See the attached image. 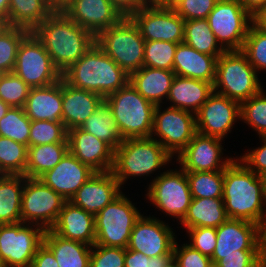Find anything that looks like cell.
Masks as SVG:
<instances>
[{"label": "cell", "mask_w": 266, "mask_h": 267, "mask_svg": "<svg viewBox=\"0 0 266 267\" xmlns=\"http://www.w3.org/2000/svg\"><path fill=\"white\" fill-rule=\"evenodd\" d=\"M211 261L217 267H264L258 250H237L229 255H212Z\"/></svg>", "instance_id": "cell-46"}, {"label": "cell", "mask_w": 266, "mask_h": 267, "mask_svg": "<svg viewBox=\"0 0 266 267\" xmlns=\"http://www.w3.org/2000/svg\"><path fill=\"white\" fill-rule=\"evenodd\" d=\"M13 72L30 88L46 87L62 79V73L32 32L20 43Z\"/></svg>", "instance_id": "cell-10"}, {"label": "cell", "mask_w": 266, "mask_h": 267, "mask_svg": "<svg viewBox=\"0 0 266 267\" xmlns=\"http://www.w3.org/2000/svg\"><path fill=\"white\" fill-rule=\"evenodd\" d=\"M103 101L101 95L72 87L62 79V122L66 130L81 127Z\"/></svg>", "instance_id": "cell-23"}, {"label": "cell", "mask_w": 266, "mask_h": 267, "mask_svg": "<svg viewBox=\"0 0 266 267\" xmlns=\"http://www.w3.org/2000/svg\"><path fill=\"white\" fill-rule=\"evenodd\" d=\"M140 216L139 210L121 193L95 216V244L126 249Z\"/></svg>", "instance_id": "cell-8"}, {"label": "cell", "mask_w": 266, "mask_h": 267, "mask_svg": "<svg viewBox=\"0 0 266 267\" xmlns=\"http://www.w3.org/2000/svg\"><path fill=\"white\" fill-rule=\"evenodd\" d=\"M32 33L42 43L61 73L96 43L91 32L79 26L63 11H53Z\"/></svg>", "instance_id": "cell-1"}, {"label": "cell", "mask_w": 266, "mask_h": 267, "mask_svg": "<svg viewBox=\"0 0 266 267\" xmlns=\"http://www.w3.org/2000/svg\"><path fill=\"white\" fill-rule=\"evenodd\" d=\"M241 118L240 103L213 92L195 113L197 133L222 139Z\"/></svg>", "instance_id": "cell-16"}, {"label": "cell", "mask_w": 266, "mask_h": 267, "mask_svg": "<svg viewBox=\"0 0 266 267\" xmlns=\"http://www.w3.org/2000/svg\"><path fill=\"white\" fill-rule=\"evenodd\" d=\"M5 26L4 23L0 22V30Z\"/></svg>", "instance_id": "cell-67"}, {"label": "cell", "mask_w": 266, "mask_h": 267, "mask_svg": "<svg viewBox=\"0 0 266 267\" xmlns=\"http://www.w3.org/2000/svg\"><path fill=\"white\" fill-rule=\"evenodd\" d=\"M5 73L2 71V70H0V79H1V77L4 75Z\"/></svg>", "instance_id": "cell-68"}, {"label": "cell", "mask_w": 266, "mask_h": 267, "mask_svg": "<svg viewBox=\"0 0 266 267\" xmlns=\"http://www.w3.org/2000/svg\"><path fill=\"white\" fill-rule=\"evenodd\" d=\"M104 101L111 108L123 139L151 137L155 105L146 100L129 82L105 97Z\"/></svg>", "instance_id": "cell-5"}, {"label": "cell", "mask_w": 266, "mask_h": 267, "mask_svg": "<svg viewBox=\"0 0 266 267\" xmlns=\"http://www.w3.org/2000/svg\"><path fill=\"white\" fill-rule=\"evenodd\" d=\"M29 33L24 28L8 25L0 30V70L4 73L13 72L20 43Z\"/></svg>", "instance_id": "cell-39"}, {"label": "cell", "mask_w": 266, "mask_h": 267, "mask_svg": "<svg viewBox=\"0 0 266 267\" xmlns=\"http://www.w3.org/2000/svg\"><path fill=\"white\" fill-rule=\"evenodd\" d=\"M45 231L39 225L24 222L0 224V257L7 267H30L43 244Z\"/></svg>", "instance_id": "cell-12"}, {"label": "cell", "mask_w": 266, "mask_h": 267, "mask_svg": "<svg viewBox=\"0 0 266 267\" xmlns=\"http://www.w3.org/2000/svg\"><path fill=\"white\" fill-rule=\"evenodd\" d=\"M222 139L196 133L189 144L177 155V161L185 172L221 171L232 161H221ZM221 158V159H220ZM221 161V162H220Z\"/></svg>", "instance_id": "cell-18"}, {"label": "cell", "mask_w": 266, "mask_h": 267, "mask_svg": "<svg viewBox=\"0 0 266 267\" xmlns=\"http://www.w3.org/2000/svg\"><path fill=\"white\" fill-rule=\"evenodd\" d=\"M263 89L240 104L241 120L266 137V95Z\"/></svg>", "instance_id": "cell-41"}, {"label": "cell", "mask_w": 266, "mask_h": 267, "mask_svg": "<svg viewBox=\"0 0 266 267\" xmlns=\"http://www.w3.org/2000/svg\"><path fill=\"white\" fill-rule=\"evenodd\" d=\"M95 42L128 75L144 66L145 40L129 17L100 32Z\"/></svg>", "instance_id": "cell-7"}, {"label": "cell", "mask_w": 266, "mask_h": 267, "mask_svg": "<svg viewBox=\"0 0 266 267\" xmlns=\"http://www.w3.org/2000/svg\"><path fill=\"white\" fill-rule=\"evenodd\" d=\"M256 74L242 51H225L217 59L214 91L241 104L262 90Z\"/></svg>", "instance_id": "cell-6"}, {"label": "cell", "mask_w": 266, "mask_h": 267, "mask_svg": "<svg viewBox=\"0 0 266 267\" xmlns=\"http://www.w3.org/2000/svg\"><path fill=\"white\" fill-rule=\"evenodd\" d=\"M28 146L0 136V168L5 175H23L27 166Z\"/></svg>", "instance_id": "cell-38"}, {"label": "cell", "mask_w": 266, "mask_h": 267, "mask_svg": "<svg viewBox=\"0 0 266 267\" xmlns=\"http://www.w3.org/2000/svg\"><path fill=\"white\" fill-rule=\"evenodd\" d=\"M52 12L48 0H11L7 25L32 32Z\"/></svg>", "instance_id": "cell-32"}, {"label": "cell", "mask_w": 266, "mask_h": 267, "mask_svg": "<svg viewBox=\"0 0 266 267\" xmlns=\"http://www.w3.org/2000/svg\"><path fill=\"white\" fill-rule=\"evenodd\" d=\"M5 176V173L0 168V180Z\"/></svg>", "instance_id": "cell-66"}, {"label": "cell", "mask_w": 266, "mask_h": 267, "mask_svg": "<svg viewBox=\"0 0 266 267\" xmlns=\"http://www.w3.org/2000/svg\"><path fill=\"white\" fill-rule=\"evenodd\" d=\"M192 198H222L224 170L186 172Z\"/></svg>", "instance_id": "cell-37"}, {"label": "cell", "mask_w": 266, "mask_h": 267, "mask_svg": "<svg viewBox=\"0 0 266 267\" xmlns=\"http://www.w3.org/2000/svg\"><path fill=\"white\" fill-rule=\"evenodd\" d=\"M187 230L191 238V243L188 245L211 258L216 247V228L197 227Z\"/></svg>", "instance_id": "cell-50"}, {"label": "cell", "mask_w": 266, "mask_h": 267, "mask_svg": "<svg viewBox=\"0 0 266 267\" xmlns=\"http://www.w3.org/2000/svg\"><path fill=\"white\" fill-rule=\"evenodd\" d=\"M62 79L72 87L105 98L124 87L129 82V75L95 43L62 73Z\"/></svg>", "instance_id": "cell-3"}, {"label": "cell", "mask_w": 266, "mask_h": 267, "mask_svg": "<svg viewBox=\"0 0 266 267\" xmlns=\"http://www.w3.org/2000/svg\"><path fill=\"white\" fill-rule=\"evenodd\" d=\"M24 183L23 175H5L0 180V224L21 222Z\"/></svg>", "instance_id": "cell-34"}, {"label": "cell", "mask_w": 266, "mask_h": 267, "mask_svg": "<svg viewBox=\"0 0 266 267\" xmlns=\"http://www.w3.org/2000/svg\"><path fill=\"white\" fill-rule=\"evenodd\" d=\"M213 255H229L237 250H258L257 224L228 218L216 228Z\"/></svg>", "instance_id": "cell-24"}, {"label": "cell", "mask_w": 266, "mask_h": 267, "mask_svg": "<svg viewBox=\"0 0 266 267\" xmlns=\"http://www.w3.org/2000/svg\"><path fill=\"white\" fill-rule=\"evenodd\" d=\"M264 144L254 150L245 153L240 161L256 175H266V137H261Z\"/></svg>", "instance_id": "cell-52"}, {"label": "cell", "mask_w": 266, "mask_h": 267, "mask_svg": "<svg viewBox=\"0 0 266 267\" xmlns=\"http://www.w3.org/2000/svg\"><path fill=\"white\" fill-rule=\"evenodd\" d=\"M173 260L179 267H210L212 264L210 257L203 255L188 244H183L179 248L176 241L173 247Z\"/></svg>", "instance_id": "cell-49"}, {"label": "cell", "mask_w": 266, "mask_h": 267, "mask_svg": "<svg viewBox=\"0 0 266 267\" xmlns=\"http://www.w3.org/2000/svg\"><path fill=\"white\" fill-rule=\"evenodd\" d=\"M66 201L39 178L25 176L21 199V222L34 223L45 230L51 229Z\"/></svg>", "instance_id": "cell-11"}, {"label": "cell", "mask_w": 266, "mask_h": 267, "mask_svg": "<svg viewBox=\"0 0 266 267\" xmlns=\"http://www.w3.org/2000/svg\"><path fill=\"white\" fill-rule=\"evenodd\" d=\"M171 159L172 156L156 138H127L115 150L112 172L123 185L130 176H147Z\"/></svg>", "instance_id": "cell-4"}, {"label": "cell", "mask_w": 266, "mask_h": 267, "mask_svg": "<svg viewBox=\"0 0 266 267\" xmlns=\"http://www.w3.org/2000/svg\"><path fill=\"white\" fill-rule=\"evenodd\" d=\"M147 4H154L157 0H144Z\"/></svg>", "instance_id": "cell-65"}, {"label": "cell", "mask_w": 266, "mask_h": 267, "mask_svg": "<svg viewBox=\"0 0 266 267\" xmlns=\"http://www.w3.org/2000/svg\"><path fill=\"white\" fill-rule=\"evenodd\" d=\"M210 267H217L215 264H211Z\"/></svg>", "instance_id": "cell-69"}, {"label": "cell", "mask_w": 266, "mask_h": 267, "mask_svg": "<svg viewBox=\"0 0 266 267\" xmlns=\"http://www.w3.org/2000/svg\"><path fill=\"white\" fill-rule=\"evenodd\" d=\"M214 92L212 83L175 75L167 100L170 107L196 113Z\"/></svg>", "instance_id": "cell-28"}, {"label": "cell", "mask_w": 266, "mask_h": 267, "mask_svg": "<svg viewBox=\"0 0 266 267\" xmlns=\"http://www.w3.org/2000/svg\"><path fill=\"white\" fill-rule=\"evenodd\" d=\"M74 0H48L50 9L52 11H65Z\"/></svg>", "instance_id": "cell-58"}, {"label": "cell", "mask_w": 266, "mask_h": 267, "mask_svg": "<svg viewBox=\"0 0 266 267\" xmlns=\"http://www.w3.org/2000/svg\"><path fill=\"white\" fill-rule=\"evenodd\" d=\"M174 236L163 221L141 215L134 224L127 249L141 252L147 257L173 254Z\"/></svg>", "instance_id": "cell-17"}, {"label": "cell", "mask_w": 266, "mask_h": 267, "mask_svg": "<svg viewBox=\"0 0 266 267\" xmlns=\"http://www.w3.org/2000/svg\"><path fill=\"white\" fill-rule=\"evenodd\" d=\"M125 17H129L140 7L146 5L144 0H109Z\"/></svg>", "instance_id": "cell-54"}, {"label": "cell", "mask_w": 266, "mask_h": 267, "mask_svg": "<svg viewBox=\"0 0 266 267\" xmlns=\"http://www.w3.org/2000/svg\"><path fill=\"white\" fill-rule=\"evenodd\" d=\"M43 243L54 254L58 267H90L92 246L62 238L51 229L45 231Z\"/></svg>", "instance_id": "cell-30"}, {"label": "cell", "mask_w": 266, "mask_h": 267, "mask_svg": "<svg viewBox=\"0 0 266 267\" xmlns=\"http://www.w3.org/2000/svg\"><path fill=\"white\" fill-rule=\"evenodd\" d=\"M192 114L174 107L161 112V106H155L151 138L153 134L161 138L157 141L172 157L179 154L197 133L195 114Z\"/></svg>", "instance_id": "cell-13"}, {"label": "cell", "mask_w": 266, "mask_h": 267, "mask_svg": "<svg viewBox=\"0 0 266 267\" xmlns=\"http://www.w3.org/2000/svg\"><path fill=\"white\" fill-rule=\"evenodd\" d=\"M92 249L90 267H125V248L94 244Z\"/></svg>", "instance_id": "cell-47"}, {"label": "cell", "mask_w": 266, "mask_h": 267, "mask_svg": "<svg viewBox=\"0 0 266 267\" xmlns=\"http://www.w3.org/2000/svg\"><path fill=\"white\" fill-rule=\"evenodd\" d=\"M30 126L24 107H10L0 119V136L29 146Z\"/></svg>", "instance_id": "cell-40"}, {"label": "cell", "mask_w": 266, "mask_h": 267, "mask_svg": "<svg viewBox=\"0 0 266 267\" xmlns=\"http://www.w3.org/2000/svg\"><path fill=\"white\" fill-rule=\"evenodd\" d=\"M94 173L68 151L53 169L46 171L39 179L69 201Z\"/></svg>", "instance_id": "cell-22"}, {"label": "cell", "mask_w": 266, "mask_h": 267, "mask_svg": "<svg viewBox=\"0 0 266 267\" xmlns=\"http://www.w3.org/2000/svg\"><path fill=\"white\" fill-rule=\"evenodd\" d=\"M11 0H0V22L8 24V10Z\"/></svg>", "instance_id": "cell-59"}, {"label": "cell", "mask_w": 266, "mask_h": 267, "mask_svg": "<svg viewBox=\"0 0 266 267\" xmlns=\"http://www.w3.org/2000/svg\"><path fill=\"white\" fill-rule=\"evenodd\" d=\"M180 0H157L154 4L164 8H174Z\"/></svg>", "instance_id": "cell-60"}, {"label": "cell", "mask_w": 266, "mask_h": 267, "mask_svg": "<svg viewBox=\"0 0 266 267\" xmlns=\"http://www.w3.org/2000/svg\"><path fill=\"white\" fill-rule=\"evenodd\" d=\"M252 22L258 29L266 33V6L253 15Z\"/></svg>", "instance_id": "cell-57"}, {"label": "cell", "mask_w": 266, "mask_h": 267, "mask_svg": "<svg viewBox=\"0 0 266 267\" xmlns=\"http://www.w3.org/2000/svg\"><path fill=\"white\" fill-rule=\"evenodd\" d=\"M183 42L198 52L211 56H220L225 52L222 47H219L220 44L209 27L207 19L186 20Z\"/></svg>", "instance_id": "cell-36"}, {"label": "cell", "mask_w": 266, "mask_h": 267, "mask_svg": "<svg viewBox=\"0 0 266 267\" xmlns=\"http://www.w3.org/2000/svg\"><path fill=\"white\" fill-rule=\"evenodd\" d=\"M30 89L14 72L5 73L0 79V99L10 107H24Z\"/></svg>", "instance_id": "cell-45"}, {"label": "cell", "mask_w": 266, "mask_h": 267, "mask_svg": "<svg viewBox=\"0 0 266 267\" xmlns=\"http://www.w3.org/2000/svg\"><path fill=\"white\" fill-rule=\"evenodd\" d=\"M218 57L200 53L182 42L178 44L175 51L173 72L177 76L214 84Z\"/></svg>", "instance_id": "cell-26"}, {"label": "cell", "mask_w": 266, "mask_h": 267, "mask_svg": "<svg viewBox=\"0 0 266 267\" xmlns=\"http://www.w3.org/2000/svg\"><path fill=\"white\" fill-rule=\"evenodd\" d=\"M24 110L31 121L62 122V79L46 87L31 88Z\"/></svg>", "instance_id": "cell-27"}, {"label": "cell", "mask_w": 266, "mask_h": 267, "mask_svg": "<svg viewBox=\"0 0 266 267\" xmlns=\"http://www.w3.org/2000/svg\"><path fill=\"white\" fill-rule=\"evenodd\" d=\"M0 267H7L5 261L0 257Z\"/></svg>", "instance_id": "cell-63"}, {"label": "cell", "mask_w": 266, "mask_h": 267, "mask_svg": "<svg viewBox=\"0 0 266 267\" xmlns=\"http://www.w3.org/2000/svg\"><path fill=\"white\" fill-rule=\"evenodd\" d=\"M64 13L95 37L125 17L109 0H74Z\"/></svg>", "instance_id": "cell-19"}, {"label": "cell", "mask_w": 266, "mask_h": 267, "mask_svg": "<svg viewBox=\"0 0 266 267\" xmlns=\"http://www.w3.org/2000/svg\"><path fill=\"white\" fill-rule=\"evenodd\" d=\"M129 18L138 27L145 41H184L185 20L173 8L146 4L133 12Z\"/></svg>", "instance_id": "cell-15"}, {"label": "cell", "mask_w": 266, "mask_h": 267, "mask_svg": "<svg viewBox=\"0 0 266 267\" xmlns=\"http://www.w3.org/2000/svg\"><path fill=\"white\" fill-rule=\"evenodd\" d=\"M147 197L159 210L181 222L192 200L186 172L181 168L161 173L149 184Z\"/></svg>", "instance_id": "cell-14"}, {"label": "cell", "mask_w": 266, "mask_h": 267, "mask_svg": "<svg viewBox=\"0 0 266 267\" xmlns=\"http://www.w3.org/2000/svg\"><path fill=\"white\" fill-rule=\"evenodd\" d=\"M228 219L223 198H192L181 221L185 228H217Z\"/></svg>", "instance_id": "cell-31"}, {"label": "cell", "mask_w": 266, "mask_h": 267, "mask_svg": "<svg viewBox=\"0 0 266 267\" xmlns=\"http://www.w3.org/2000/svg\"><path fill=\"white\" fill-rule=\"evenodd\" d=\"M207 20L220 47L225 51H241L253 16L239 0H218Z\"/></svg>", "instance_id": "cell-9"}, {"label": "cell", "mask_w": 266, "mask_h": 267, "mask_svg": "<svg viewBox=\"0 0 266 267\" xmlns=\"http://www.w3.org/2000/svg\"><path fill=\"white\" fill-rule=\"evenodd\" d=\"M112 171L95 172L69 200L94 217L122 192Z\"/></svg>", "instance_id": "cell-20"}, {"label": "cell", "mask_w": 266, "mask_h": 267, "mask_svg": "<svg viewBox=\"0 0 266 267\" xmlns=\"http://www.w3.org/2000/svg\"><path fill=\"white\" fill-rule=\"evenodd\" d=\"M80 128L105 141L114 150L123 142L112 110L105 101L87 118Z\"/></svg>", "instance_id": "cell-35"}, {"label": "cell", "mask_w": 266, "mask_h": 267, "mask_svg": "<svg viewBox=\"0 0 266 267\" xmlns=\"http://www.w3.org/2000/svg\"><path fill=\"white\" fill-rule=\"evenodd\" d=\"M51 230L62 238L95 244V217L81 207L66 201Z\"/></svg>", "instance_id": "cell-25"}, {"label": "cell", "mask_w": 266, "mask_h": 267, "mask_svg": "<svg viewBox=\"0 0 266 267\" xmlns=\"http://www.w3.org/2000/svg\"><path fill=\"white\" fill-rule=\"evenodd\" d=\"M243 7L253 16L258 10L266 6V0H239Z\"/></svg>", "instance_id": "cell-56"}, {"label": "cell", "mask_w": 266, "mask_h": 267, "mask_svg": "<svg viewBox=\"0 0 266 267\" xmlns=\"http://www.w3.org/2000/svg\"><path fill=\"white\" fill-rule=\"evenodd\" d=\"M256 71L266 70V33L253 23L249 27L247 37L241 50Z\"/></svg>", "instance_id": "cell-44"}, {"label": "cell", "mask_w": 266, "mask_h": 267, "mask_svg": "<svg viewBox=\"0 0 266 267\" xmlns=\"http://www.w3.org/2000/svg\"><path fill=\"white\" fill-rule=\"evenodd\" d=\"M175 78L173 71L143 66L129 75V83L155 106L161 105Z\"/></svg>", "instance_id": "cell-29"}, {"label": "cell", "mask_w": 266, "mask_h": 267, "mask_svg": "<svg viewBox=\"0 0 266 267\" xmlns=\"http://www.w3.org/2000/svg\"><path fill=\"white\" fill-rule=\"evenodd\" d=\"M178 44L165 41H145L144 66L173 71Z\"/></svg>", "instance_id": "cell-43"}, {"label": "cell", "mask_w": 266, "mask_h": 267, "mask_svg": "<svg viewBox=\"0 0 266 267\" xmlns=\"http://www.w3.org/2000/svg\"><path fill=\"white\" fill-rule=\"evenodd\" d=\"M9 108L10 106L0 99V119H2L6 115Z\"/></svg>", "instance_id": "cell-61"}, {"label": "cell", "mask_w": 266, "mask_h": 267, "mask_svg": "<svg viewBox=\"0 0 266 267\" xmlns=\"http://www.w3.org/2000/svg\"><path fill=\"white\" fill-rule=\"evenodd\" d=\"M69 151L95 172L112 171L115 150L80 127L68 131Z\"/></svg>", "instance_id": "cell-21"}, {"label": "cell", "mask_w": 266, "mask_h": 267, "mask_svg": "<svg viewBox=\"0 0 266 267\" xmlns=\"http://www.w3.org/2000/svg\"><path fill=\"white\" fill-rule=\"evenodd\" d=\"M258 256L266 267V216L257 223Z\"/></svg>", "instance_id": "cell-55"}, {"label": "cell", "mask_w": 266, "mask_h": 267, "mask_svg": "<svg viewBox=\"0 0 266 267\" xmlns=\"http://www.w3.org/2000/svg\"><path fill=\"white\" fill-rule=\"evenodd\" d=\"M30 267H58V262L52 251L43 243L36 251Z\"/></svg>", "instance_id": "cell-53"}, {"label": "cell", "mask_w": 266, "mask_h": 267, "mask_svg": "<svg viewBox=\"0 0 266 267\" xmlns=\"http://www.w3.org/2000/svg\"><path fill=\"white\" fill-rule=\"evenodd\" d=\"M262 180H263L264 205L266 207V175L262 176Z\"/></svg>", "instance_id": "cell-62"}, {"label": "cell", "mask_w": 266, "mask_h": 267, "mask_svg": "<svg viewBox=\"0 0 266 267\" xmlns=\"http://www.w3.org/2000/svg\"><path fill=\"white\" fill-rule=\"evenodd\" d=\"M69 151V142H58L28 146L27 178H39L46 171L53 169Z\"/></svg>", "instance_id": "cell-33"}, {"label": "cell", "mask_w": 266, "mask_h": 267, "mask_svg": "<svg viewBox=\"0 0 266 267\" xmlns=\"http://www.w3.org/2000/svg\"><path fill=\"white\" fill-rule=\"evenodd\" d=\"M168 267H179L173 260Z\"/></svg>", "instance_id": "cell-64"}, {"label": "cell", "mask_w": 266, "mask_h": 267, "mask_svg": "<svg viewBox=\"0 0 266 267\" xmlns=\"http://www.w3.org/2000/svg\"><path fill=\"white\" fill-rule=\"evenodd\" d=\"M218 0H180L173 8L185 21L207 19Z\"/></svg>", "instance_id": "cell-48"}, {"label": "cell", "mask_w": 266, "mask_h": 267, "mask_svg": "<svg viewBox=\"0 0 266 267\" xmlns=\"http://www.w3.org/2000/svg\"><path fill=\"white\" fill-rule=\"evenodd\" d=\"M68 131L63 122L31 121L29 146L68 142Z\"/></svg>", "instance_id": "cell-42"}, {"label": "cell", "mask_w": 266, "mask_h": 267, "mask_svg": "<svg viewBox=\"0 0 266 267\" xmlns=\"http://www.w3.org/2000/svg\"><path fill=\"white\" fill-rule=\"evenodd\" d=\"M222 198L228 218L257 224L266 216L262 176L237 158L224 169Z\"/></svg>", "instance_id": "cell-2"}, {"label": "cell", "mask_w": 266, "mask_h": 267, "mask_svg": "<svg viewBox=\"0 0 266 267\" xmlns=\"http://www.w3.org/2000/svg\"><path fill=\"white\" fill-rule=\"evenodd\" d=\"M173 254L147 257L141 252L125 249V267H168Z\"/></svg>", "instance_id": "cell-51"}]
</instances>
